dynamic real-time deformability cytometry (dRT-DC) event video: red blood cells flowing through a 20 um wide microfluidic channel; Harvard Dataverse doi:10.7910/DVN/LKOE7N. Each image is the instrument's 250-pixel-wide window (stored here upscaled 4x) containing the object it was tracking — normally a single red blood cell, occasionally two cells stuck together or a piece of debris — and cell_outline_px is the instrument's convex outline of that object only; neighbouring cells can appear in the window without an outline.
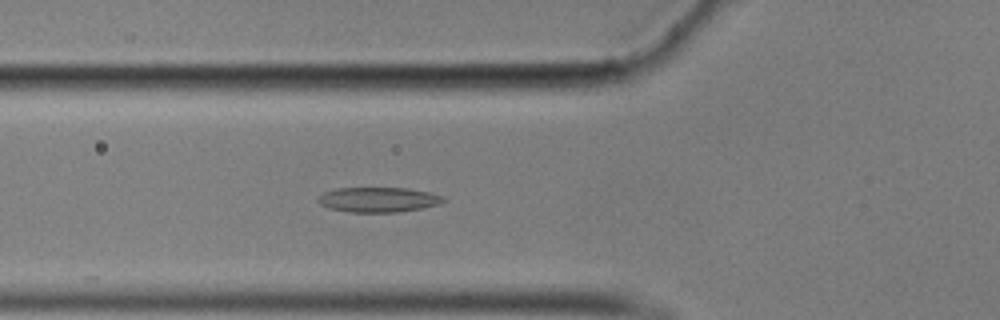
{"species": "common noctule bat (a hibernating species)", "species_latin": "Nyctalus noctula", "temperature_condition": "cold", "stored_images_in_passage": 43, "camera_frame_rate_fps": 3000, "um_per_image_px": 0.085, "animal": {"sex": "male", "body_mass_g": 17.9}, "frame": {"image": 1, "passage_image": 6, "time_ms": 1.667, "image_size_px": [1000, 320], "cell_outline_px": [[448, 200], [440, 204], [420, 208], [396, 212], [348, 212], [328, 208], [320, 204], [316, 200], [324, 192], [336, 188], [408, 188], [428, 192], [440, 196]], "centroid_in_image_um": [32.13, 16.97], "position_along_channel_um": 93.7, "area_um2": 18.15}}
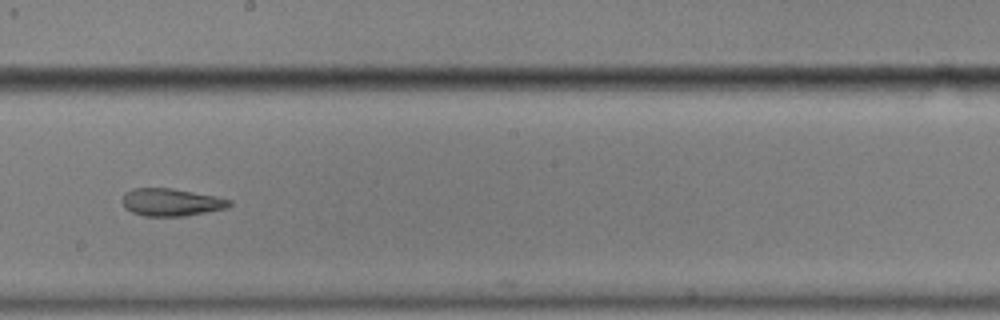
{"frame": {"image": 2, "passage_image": 18, "time_ms": 5.667, "image_size_px": [1000, 320], "cell_outline_px": [[232, 204], [228, 208], [188, 216], [144, 216], [132, 212], [124, 208], [120, 200], [124, 192], [132, 188], [172, 188], [216, 196], [232, 200]], "centroid_in_image_um": [14.53, 17.19], "position_along_channel_um": 233.7, "area_um2": 17.57}}
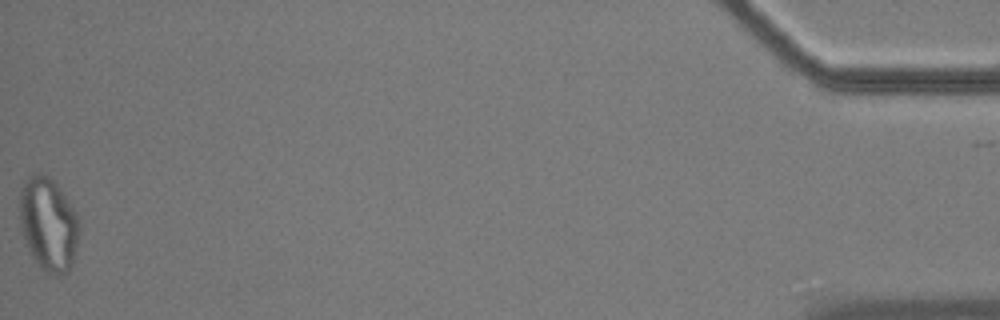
{"frame": {"image": 3, "passage_image": 43, "time_ms": 14.0, "image_size_px": [1000, 320], "cell_outline_px": [[80, 228], [72, 264], [68, 272], [60, 276], [44, 272], [40, 268], [28, 252], [20, 232], [20, 188], [24, 180], [32, 172], [40, 172], [48, 176], [60, 188], [76, 212]], "centroid_in_image_um": [4.08, 19.06], "position_along_channel_um": 431.1, "area_um2": 33.06}, "authors_computed_cell_mechanics": {"area_um2": 18.4382, "velocity_mm_per_s": 3.4928, "shape_relaxation_time_tau1_ms": null, "shape_relaxation_time_tau2_ms": 4.5804, "deformation_change_tau1": null, "deformation_change_tau2": 0.12}}